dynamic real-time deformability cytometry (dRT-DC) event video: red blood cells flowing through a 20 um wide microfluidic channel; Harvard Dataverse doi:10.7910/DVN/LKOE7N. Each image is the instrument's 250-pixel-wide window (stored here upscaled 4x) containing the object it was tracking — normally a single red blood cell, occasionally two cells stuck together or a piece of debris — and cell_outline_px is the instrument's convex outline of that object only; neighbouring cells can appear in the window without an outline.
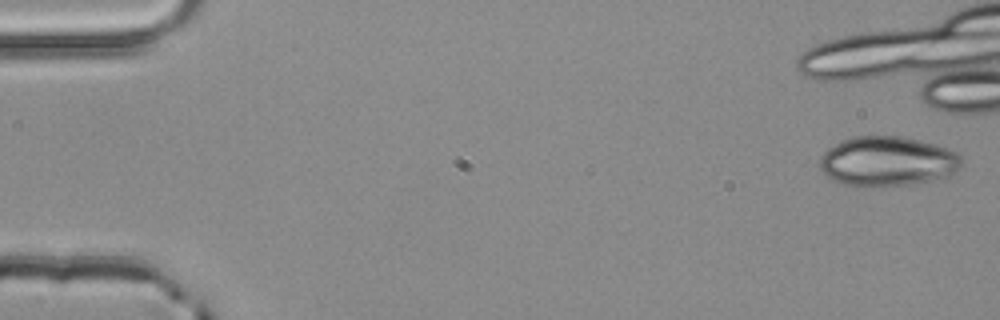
{"species": "common noctule bat (a hibernating species)", "species_latin": "Nyctalus noctula", "temperature_condition": "room temperature", "stored_images_in_passage": 2, "camera_frame_rate_fps": 3000, "um_per_image_px": 0.085, "animal": {"sex": "male", "body_mass_g": 20.4}, "frame": {"image": 1, "passage_image": 1, "time_ms": 0.0, "image_size_px": [1000, 320], "cell_outline_px": [[960, 164], [948, 176], [936, 180], [912, 184], [884, 188], [844, 184], [828, 176], [820, 168], [820, 156], [828, 148], [840, 140], [852, 136], [900, 136], [920, 140], [948, 148], [956, 152], [960, 156]], "centroid_in_image_um": [75.41, 13.72], "position_along_channel_um": 9.6, "area_um2": 41.27}}